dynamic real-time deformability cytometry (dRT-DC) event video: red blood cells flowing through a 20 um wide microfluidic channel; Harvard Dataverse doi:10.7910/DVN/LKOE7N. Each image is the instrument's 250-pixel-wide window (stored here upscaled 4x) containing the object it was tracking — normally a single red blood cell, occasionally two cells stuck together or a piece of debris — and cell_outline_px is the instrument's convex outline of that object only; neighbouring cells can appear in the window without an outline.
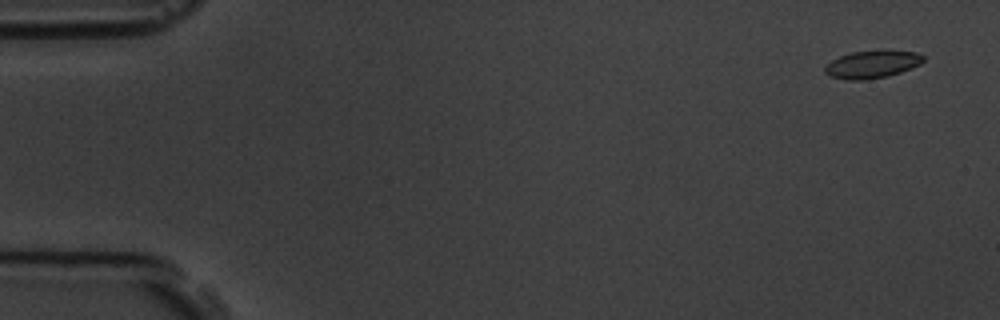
{"species": "common noctule bat (a hibernating species)", "species_latin": "Nyctalus noctula", "temperature_condition": "room temperature", "stored_images_in_passage": 5, "camera_frame_rate_fps": 3000, "um_per_image_px": 0.085, "animal": {"sex": "male", "body_mass_g": 19.5, "forearm_length_mm": 54.6}, "frame": {"image": 1, "passage_image": 1, "time_ms": 0.0, "image_size_px": [1000, 320], "cell_outline_px": [[924, 60], [920, 64], [912, 68], [888, 76], [864, 80], [844, 80], [832, 76], [824, 72], [824, 68], [832, 60], [840, 56], [852, 52], [916, 52], [924, 56]], "centroid_in_image_um": [74.11, 5.5], "position_along_channel_um": 10.9, "area_um2": 15.32}}
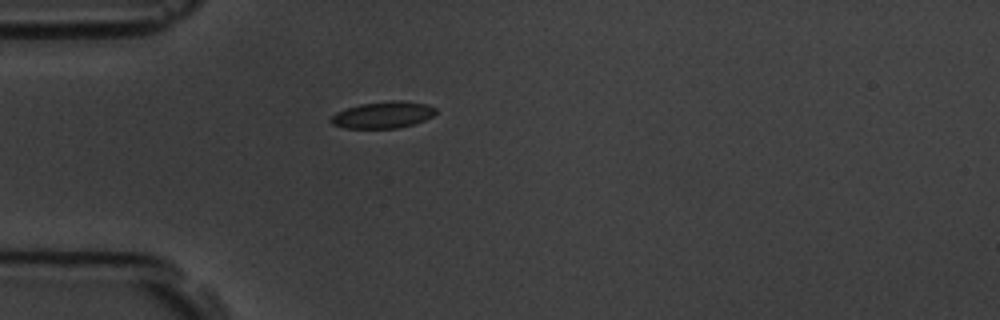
{"frame": {"image": 2, "passage_image": 5, "time_ms": 4.333, "image_size_px": [1000, 320], "cell_outline_px": [[436, 112], [432, 116], [424, 120], [412, 124], [396, 128], [344, 128], [332, 124], [328, 120], [336, 112], [360, 104], [392, 100], [404, 100], [428, 104], [436, 108]], "centroid_in_image_um": [32.55, 9.75], "position_along_channel_um": 52.4, "area_um2": 16.3}}